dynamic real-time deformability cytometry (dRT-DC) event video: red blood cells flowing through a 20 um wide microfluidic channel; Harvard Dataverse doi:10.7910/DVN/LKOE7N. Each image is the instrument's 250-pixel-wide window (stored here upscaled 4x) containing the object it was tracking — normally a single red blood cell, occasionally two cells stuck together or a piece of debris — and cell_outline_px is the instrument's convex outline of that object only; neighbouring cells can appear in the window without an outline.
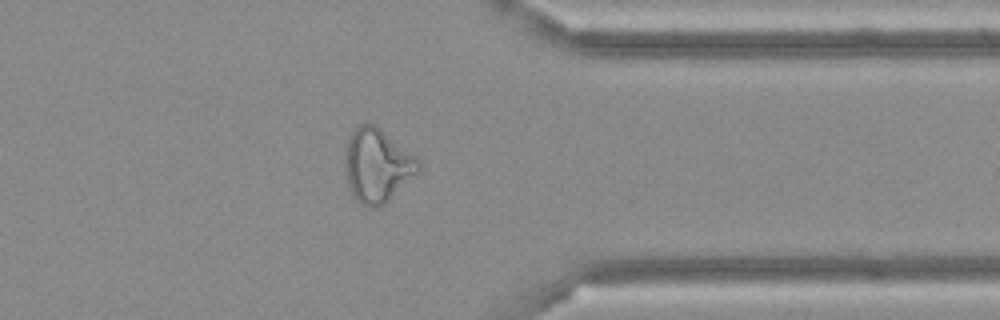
{"species": "Egyptian fruit bat (a non-hibernating species)", "species_latin": "Rousettus aegyptiacus", "temperature_condition": "cold", "stored_images_in_passage": 49, "camera_frame_rate_fps": 3000, "um_per_image_px": 0.085, "frame": {"image": 1, "passage_image": 39, "time_ms": 12.667, "image_size_px": [1000, 320], "cell_outline_px": [[420, 168], [384, 204], [372, 208], [364, 208], [356, 200], [348, 184], [344, 164], [344, 152], [348, 140], [352, 132], [360, 124], [376, 124], [416, 156], [420, 160]], "centroid_in_image_um": [32.03, 14.04], "position_along_channel_um": 379.4, "area_um2": 31.27}}
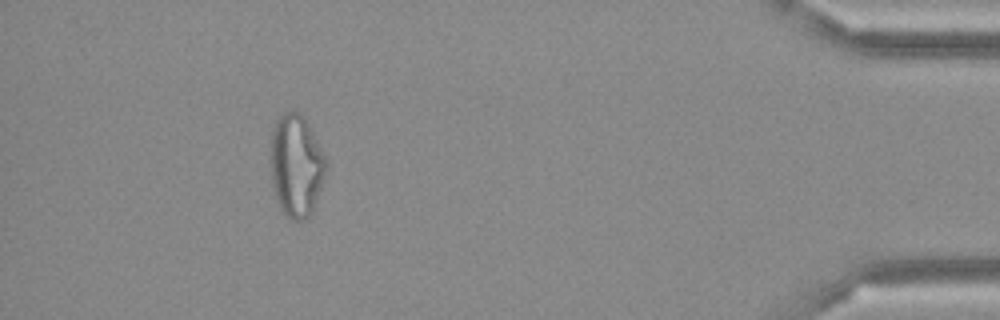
{"frame": {"image": 2, "passage_image": 45, "time_ms": 14.667, "image_size_px": [1000, 320], "cell_outline_px": [[328, 168], [324, 180], [312, 212], [304, 220], [292, 220], [280, 208], [276, 200], [272, 180], [272, 132], [276, 120], [284, 112], [300, 112], [304, 116], [328, 160]], "centroid_in_image_um": [25.22, 14.08], "position_along_channel_um": 410.0, "area_um2": 33.0}}